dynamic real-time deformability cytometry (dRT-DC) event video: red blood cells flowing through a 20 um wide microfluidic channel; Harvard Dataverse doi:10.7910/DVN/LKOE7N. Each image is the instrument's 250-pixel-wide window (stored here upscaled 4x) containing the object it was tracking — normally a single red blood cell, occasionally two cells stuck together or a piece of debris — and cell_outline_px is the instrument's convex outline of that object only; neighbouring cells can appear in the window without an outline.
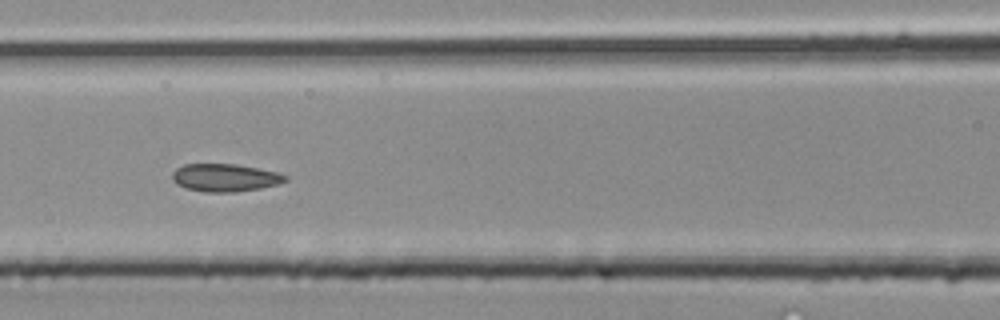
{"species": "common noctule bat (a hibernating species)", "species_latin": "Nyctalus noctula", "temperature_condition": "room temperature", "stored_images_in_passage": 40, "segment_of_instrument_passage": [2, 3], "camera_frame_rate_fps": 3000, "um_per_image_px": 0.085, "animal": {"sex": "male", "body_mass_g": 20.4}, "frame": {"image": 1, "passage_image": 17, "time_ms": 5.333, "image_size_px": [1000, 320], "cell_outline_px": [[288, 180], [280, 184], [260, 188], [236, 192], [204, 192], [184, 188], [176, 184], [172, 180], [172, 172], [176, 168], [184, 164], [236, 164], [276, 172], [288, 176]], "centroid_in_image_um": [19.1, 15.11], "position_along_channel_um": 147.5, "area_um2": 18.44}}
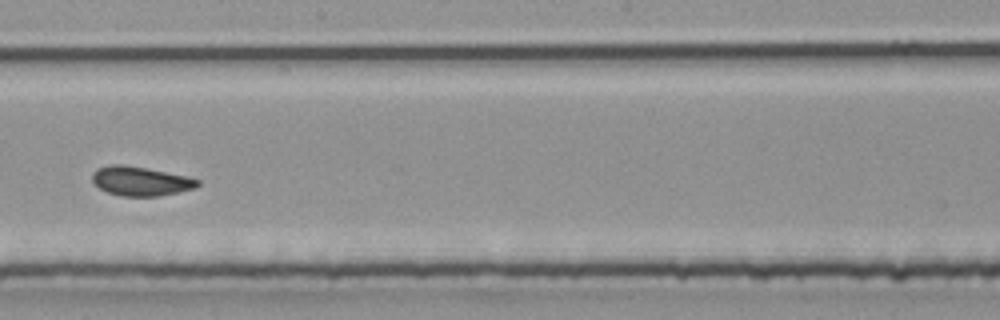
{"frame": {"image": 2, "passage_image": 22, "time_ms": 7.0, "image_size_px": [1000, 320], "cell_outline_px": [[200, 184], [196, 188], [160, 196], [120, 196], [108, 192], [100, 188], [92, 180], [92, 172], [96, 168], [112, 164], [124, 164], [184, 176], [200, 180]], "centroid_in_image_um": [11.93, 15.4], "position_along_channel_um": 236.3, "area_um2": 17.8}}
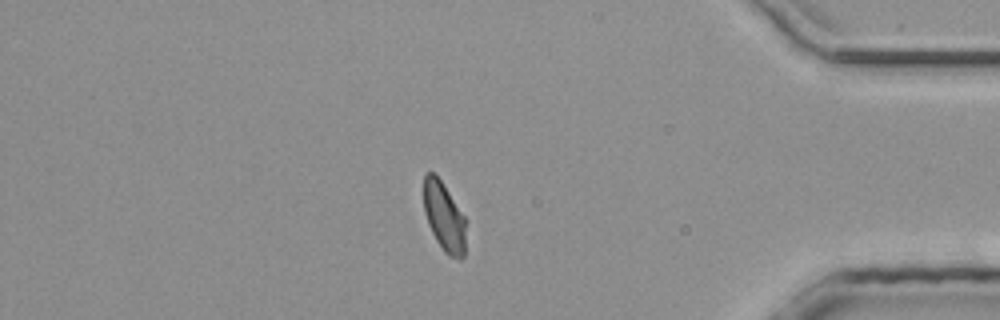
{"frame": {"image": 3, "passage_image": 33, "time_ms": 10.667, "image_size_px": [1000, 320], "cell_outline_px": [[464, 256], [460, 260], [448, 256], [444, 252], [436, 240], [428, 224], [424, 212], [424, 172], [432, 172], [440, 180], [464, 216]], "centroid_in_image_um": [37.72, 18.45], "position_along_channel_um": 397.5, "area_um2": 16.65}}